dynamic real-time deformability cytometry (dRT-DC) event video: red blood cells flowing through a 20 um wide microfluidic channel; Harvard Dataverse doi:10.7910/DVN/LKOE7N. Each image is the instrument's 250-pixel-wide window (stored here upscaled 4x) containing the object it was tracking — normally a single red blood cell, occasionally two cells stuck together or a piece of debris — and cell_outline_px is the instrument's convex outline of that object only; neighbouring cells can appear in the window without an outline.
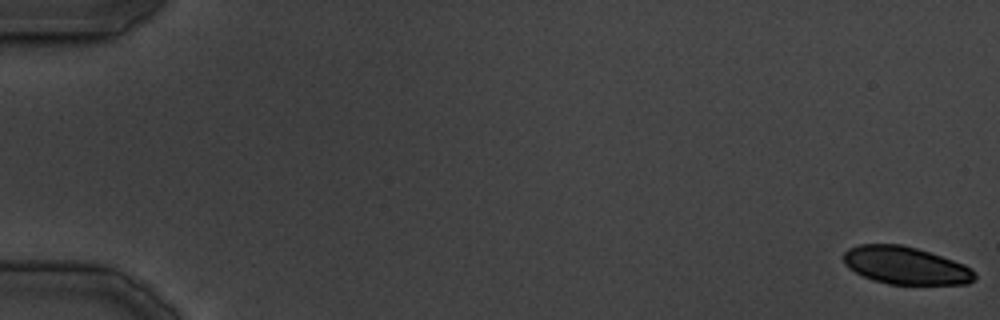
{"species": "common noctule bat (a hibernating species)", "species_latin": "Nyctalus noctula", "temperature_condition": "cold", "stored_images_in_passage": 37, "camera_frame_rate_fps": 3000, "um_per_image_px": 0.085, "animal": {"sex": "male", "body_mass_g": 19.5, "forearm_length_mm": 54.6}, "frame": {"image": 1, "passage_image": 1, "time_ms": 0.0, "image_size_px": [1000, 320], "cell_outline_px": [[976, 280], [968, 284], [888, 284], [872, 280], [848, 268], [844, 264], [844, 252], [848, 248], [860, 244], [900, 244], [916, 248], [964, 264], [972, 268], [976, 272]], "centroid_in_image_um": [76.98, 22.57], "position_along_channel_um": 8.0, "area_um2": 28.78}}
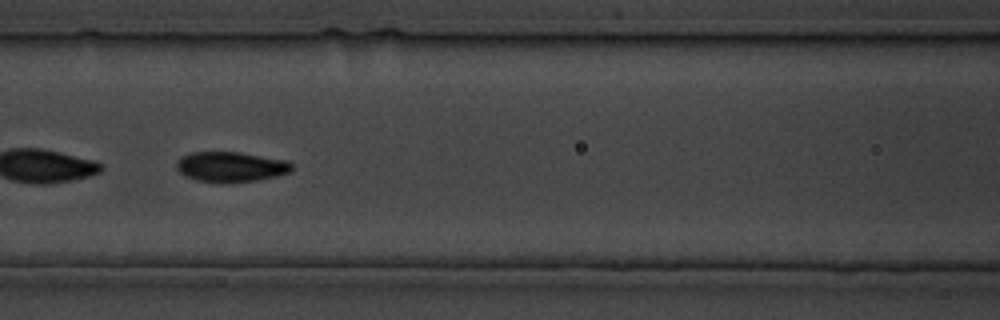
{"frame": {"image": 2, "passage_image": 17, "time_ms": 21.667, "image_size_px": [1000, 320], "cell_outline_px": [[292, 172], [260, 180], [232, 184], [220, 184], [196, 180], [184, 176], [176, 168], [176, 160], [180, 156], [192, 152], [240, 152], [288, 160], [292, 164]], "centroid_in_image_um": [19.61, 14.2], "position_along_channel_um": 147.0, "area_um2": 20.98}}
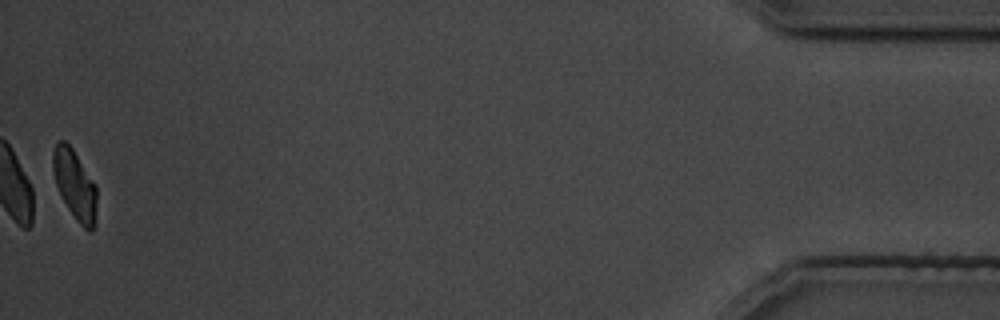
{"frame": {"image": 3, "passage_image": 37, "time_ms": 47.0, "image_size_px": [1000, 320], "cell_outline_px": [[96, 204], [92, 228], [88, 232], [76, 220], [68, 208], [56, 184], [52, 168], [52, 152], [56, 144], [60, 140], [64, 140], [72, 148], [96, 184]], "centroid_in_image_um": [6.34, 15.65], "position_along_channel_um": 428.9, "area_um2": 17.4}}